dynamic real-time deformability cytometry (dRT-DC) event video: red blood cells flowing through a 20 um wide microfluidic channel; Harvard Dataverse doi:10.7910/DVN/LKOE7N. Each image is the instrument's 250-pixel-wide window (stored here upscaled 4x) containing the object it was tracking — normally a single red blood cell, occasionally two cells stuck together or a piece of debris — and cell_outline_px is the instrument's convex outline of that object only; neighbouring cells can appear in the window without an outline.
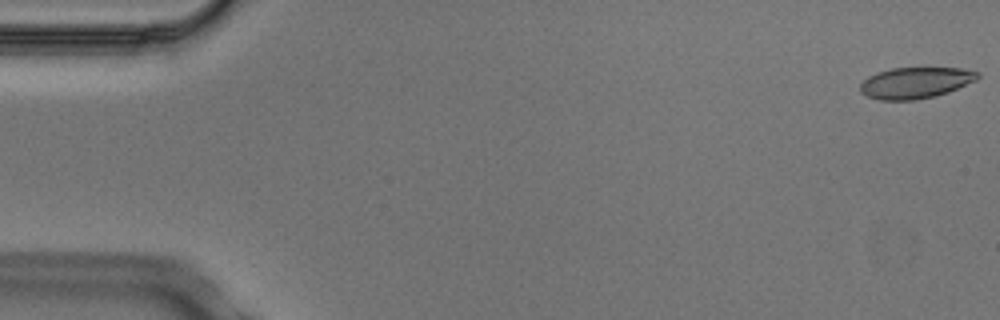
{"species": "Egyptian fruit bat (a non-hibernating species)", "species_latin": "Rousettus aegyptiacus", "temperature_condition": "cold", "stored_images_in_passage": 5, "camera_frame_rate_fps": 3000, "um_per_image_px": 0.085, "animal": {"sex": "male"}, "frame": {"image": 1, "passage_image": 1, "time_ms": 0.0, "image_size_px": [1000, 320], "cell_outline_px": [[980, 76], [976, 80], [948, 92], [936, 96], [916, 100], [880, 100], [868, 96], [860, 92], [860, 84], [868, 76], [892, 68], [964, 68], [980, 72]], "centroid_in_image_um": [77.84, 7.04], "position_along_channel_um": 7.2, "area_um2": 21.33}}